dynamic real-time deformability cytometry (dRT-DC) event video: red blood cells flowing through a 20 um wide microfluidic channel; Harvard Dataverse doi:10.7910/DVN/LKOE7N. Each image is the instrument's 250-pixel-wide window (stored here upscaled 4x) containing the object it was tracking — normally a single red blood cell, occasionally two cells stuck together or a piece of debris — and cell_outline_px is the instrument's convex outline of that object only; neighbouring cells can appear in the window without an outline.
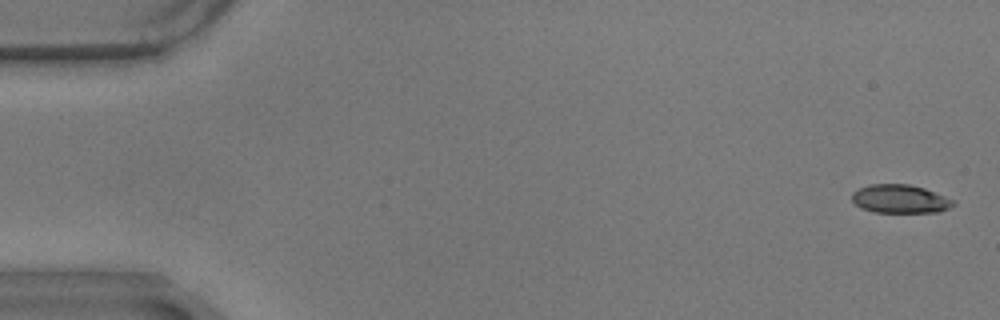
{"species": "common noctule bat (a hibernating species)", "species_latin": "Nyctalus noctula", "temperature_condition": "warm", "stored_images_in_passage": 58, "camera_frame_rate_fps": 3000, "um_per_image_px": 0.085, "animal": {"sex": "male", "body_mass_g": 17.9}, "frame": {"image": 1, "passage_image": 2, "time_ms": 0.333, "image_size_px": [1000, 320], "cell_outline_px": [[956, 204], [940, 212], [876, 212], [860, 208], [852, 200], [852, 192], [860, 188], [872, 184], [908, 184], [924, 188], [956, 200]], "centroid_in_image_um": [76.53, 16.91], "position_along_channel_um": 8.5, "area_um2": 16.82}}
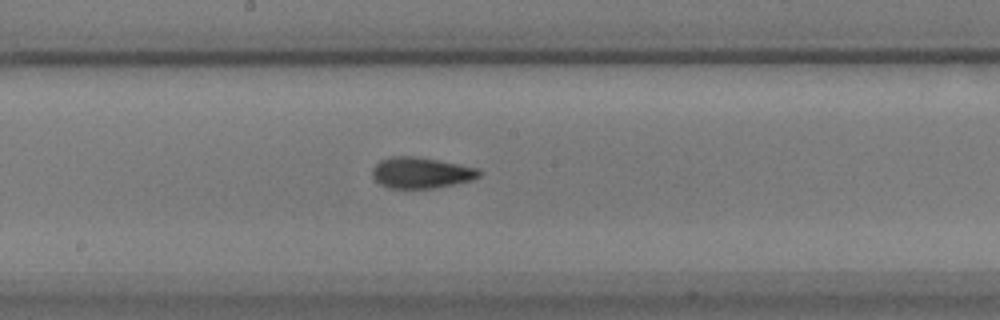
{"frame": {"image": 2, "passage_image": 31, "time_ms": 10.0, "image_size_px": [1000, 320], "cell_outline_px": [[484, 172], [480, 176], [472, 180], [432, 188], [388, 188], [380, 184], [372, 176], [372, 168], [380, 160], [392, 156], [412, 156], [436, 160], [480, 168]], "centroid_in_image_um": [35.8, 14.68], "position_along_channel_um": 212.4, "area_um2": 19.25}}
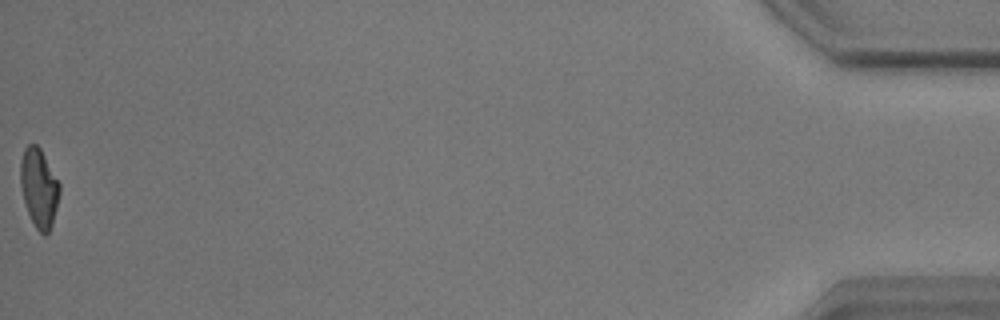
{"frame": {"image": 3, "passage_image": 58, "time_ms": 19.0, "image_size_px": [1000, 320], "cell_outline_px": [[60, 192], [52, 224], [48, 232], [44, 236], [36, 228], [28, 212], [24, 200], [20, 184], [20, 160], [24, 148], [28, 144], [36, 144], [40, 148], [60, 184]], "centroid_in_image_um": [3.3, 15.95], "position_along_channel_um": 431.9, "area_um2": 17.8}, "authors_computed_cell_mechanics": {"area_um2": 18.3515, "velocity_mm_per_s": 3.5228, "shape_relaxation_time_tau1_ms": 3.3263, "shape_relaxation_time_tau2_ms": 1.1586, "deformation_change_tau1": 0.1554, "deformation_change_tau2": 0.0717}}